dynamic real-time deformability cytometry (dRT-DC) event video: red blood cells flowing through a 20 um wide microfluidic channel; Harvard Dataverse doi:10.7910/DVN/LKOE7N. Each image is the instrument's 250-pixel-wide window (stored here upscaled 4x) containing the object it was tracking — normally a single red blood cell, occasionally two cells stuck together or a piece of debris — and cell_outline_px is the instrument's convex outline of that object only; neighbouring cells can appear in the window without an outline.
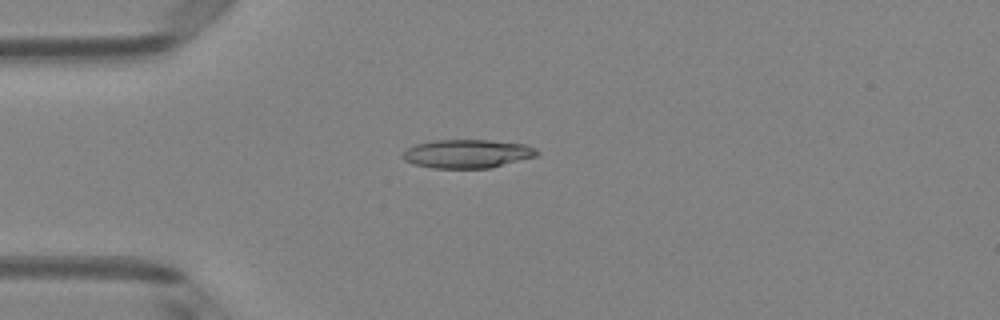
{"species": "Egyptian fruit bat (a non-hibernating species)", "species_latin": "Rousettus aegyptiacus", "temperature_condition": "room temperature", "stored_images_in_passage": 5, "camera_frame_rate_fps": 3000, "um_per_image_px": 0.085, "animal": {"sex": "female"}, "frame": {"image": 1, "passage_image": 4, "time_ms": 1.0, "image_size_px": [1000, 320], "cell_outline_px": [[540, 152], [536, 156], [492, 168], [432, 168], [416, 164], [404, 160], [400, 156], [408, 148], [416, 144], [436, 140], [488, 140], [524, 144], [536, 148]], "centroid_in_image_um": [39.74, 13.07], "position_along_channel_um": 45.3, "area_um2": 22.31}}